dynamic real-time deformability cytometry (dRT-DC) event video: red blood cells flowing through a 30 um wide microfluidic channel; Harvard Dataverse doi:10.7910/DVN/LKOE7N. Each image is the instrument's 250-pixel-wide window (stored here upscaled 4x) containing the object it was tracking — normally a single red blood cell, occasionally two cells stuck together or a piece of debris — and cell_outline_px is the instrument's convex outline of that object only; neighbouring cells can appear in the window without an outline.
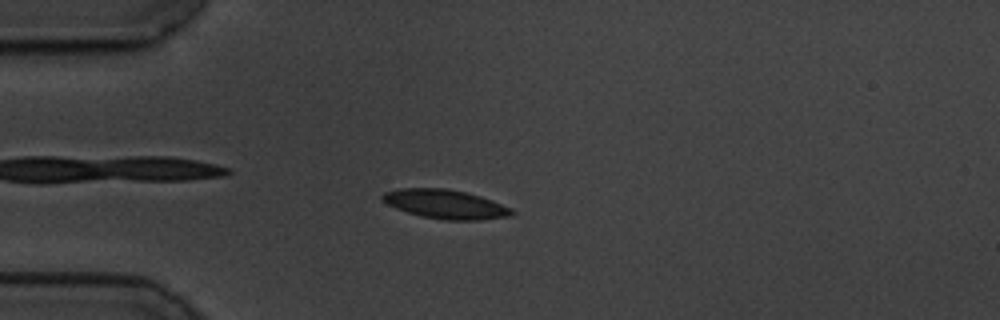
{"species": "common noctule bat (a hibernating species)", "species_latin": "Nyctalus noctula", "temperature_condition": "cold", "stored_images_in_passage": 58, "camera_frame_rate_fps": 3000, "um_per_image_px": 0.085, "animal": {"sex": "male", "body_mass_g": 19.5, "forearm_length_mm": 54.6}, "frame": {"image": 1, "passage_image": 15, "time_ms": 4.667, "image_size_px": [1000, 320], "cell_outline_px": [[516, 212], [512, 216], [480, 220], [444, 220], [424, 216], [408, 212], [396, 208], [388, 204], [380, 196], [384, 192], [404, 188], [444, 188], [464, 192], [480, 196], [492, 200], [512, 208]], "centroid_in_image_um": [37.91, 17.36], "position_along_channel_um": 47.1, "area_um2": 21.73}}
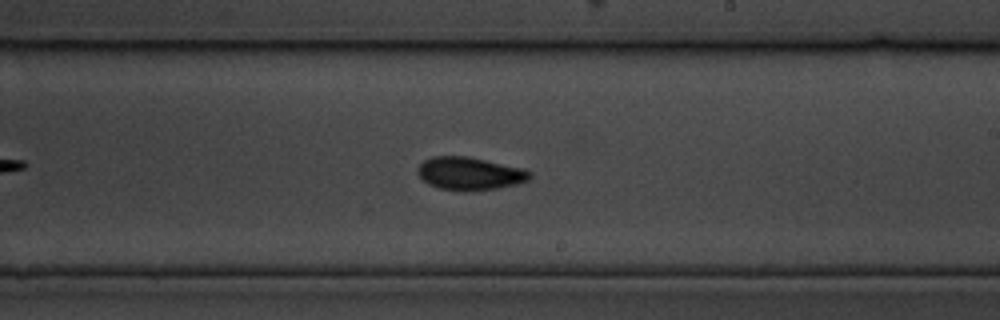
{"frame": {"image": 2, "passage_image": 34, "time_ms": 11.0, "image_size_px": [1000, 320], "cell_outline_px": [[532, 176], [528, 180], [516, 184], [496, 188], [440, 188], [428, 184], [420, 176], [420, 164], [424, 160], [432, 156], [468, 156], [520, 168], [532, 172]], "centroid_in_image_um": [39.95, 14.7], "position_along_channel_um": 249.1, "area_um2": 20.4}}
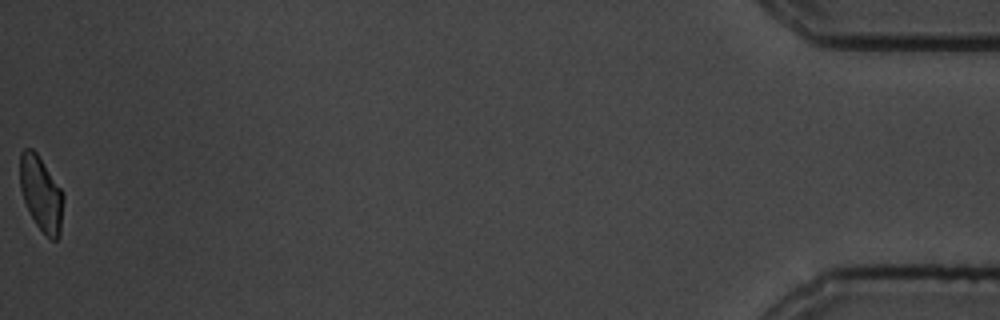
{"frame": {"image": 3, "passage_image": 58, "time_ms": 19.0, "image_size_px": [1000, 320], "cell_outline_px": [[64, 196], [60, 236], [56, 240], [52, 240], [36, 224], [24, 200], [20, 188], [20, 152], [24, 148], [32, 148], [36, 152], [60, 188]], "centroid_in_image_um": [3.5, 16.45], "position_along_channel_um": 431.7, "area_um2": 18.61}, "authors_computed_cell_mechanics": {"area_um2": 20.4323, "velocity_mm_per_s": 3.4594, "shape_relaxation_time_tau1_ms": 3.7826, "shape_relaxation_time_tau2_ms": 3.9282, "deformation_change_tau1": 0.114, "deformation_change_tau2": 0.0656}}